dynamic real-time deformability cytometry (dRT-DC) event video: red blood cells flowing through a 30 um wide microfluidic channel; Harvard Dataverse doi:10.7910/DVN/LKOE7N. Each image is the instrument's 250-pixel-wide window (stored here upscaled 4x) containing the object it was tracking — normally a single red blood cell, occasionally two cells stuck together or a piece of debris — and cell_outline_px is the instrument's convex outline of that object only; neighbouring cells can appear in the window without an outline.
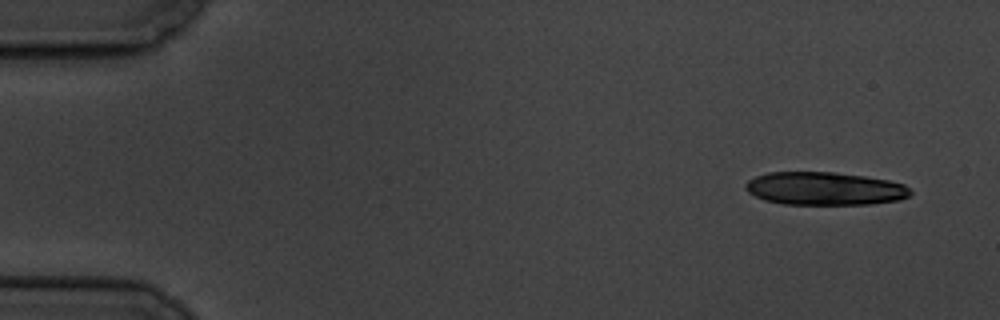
{"species": "common noctule bat (a hibernating species)", "species_latin": "Nyctalus noctula", "temperature_condition": "cold", "stored_images_in_passage": 6, "segment_of_instrument_passage": [1, 2], "camera_frame_rate_fps": 3000, "um_per_image_px": 0.085, "animal": {"sex": "male", "body_mass_g": 19.5, "forearm_length_mm": 54.6}, "frame": {"image": 1, "passage_image": 1, "time_ms": 0.0, "image_size_px": [1000, 320], "cell_outline_px": [[912, 192], [908, 196], [900, 200], [872, 204], [784, 204], [764, 200], [748, 192], [744, 188], [744, 184], [748, 180], [756, 176], [768, 172], [836, 172], [864, 176], [888, 180], [904, 184]], "centroid_in_image_um": [70.08, 16.03], "position_along_channel_um": 14.9, "area_um2": 31.85}}